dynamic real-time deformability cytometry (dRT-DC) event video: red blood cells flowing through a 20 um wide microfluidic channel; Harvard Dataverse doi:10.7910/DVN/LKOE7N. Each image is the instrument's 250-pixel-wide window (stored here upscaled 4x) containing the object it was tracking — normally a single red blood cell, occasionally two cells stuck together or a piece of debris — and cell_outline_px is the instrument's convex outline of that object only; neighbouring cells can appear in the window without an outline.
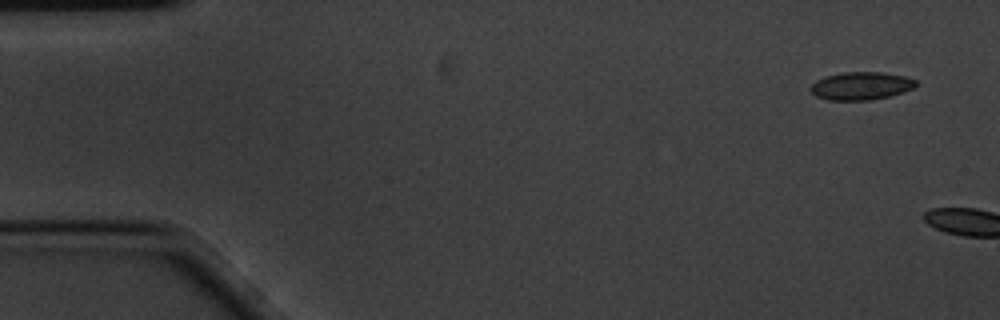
{"species": "common noctule bat (a hibernating species)", "species_latin": "Nyctalus noctula", "temperature_condition": "cold", "stored_images_in_passage": 2, "camera_frame_rate_fps": 3000, "um_per_image_px": 0.085, "animal": {"sex": "male", "body_mass_g": 20.1, "forearm_length_mm": 53.5}, "frame": {"image": 1, "passage_image": 1, "time_ms": 0.0, "image_size_px": [1000, 320], "cell_outline_px": [[916, 84], [912, 88], [904, 92], [872, 100], [828, 100], [816, 96], [808, 88], [816, 80], [824, 76], [844, 72], [880, 72], [904, 76], [916, 80]], "centroid_in_image_um": [73.15, 7.3], "position_along_channel_um": 11.9, "area_um2": 17.11}}